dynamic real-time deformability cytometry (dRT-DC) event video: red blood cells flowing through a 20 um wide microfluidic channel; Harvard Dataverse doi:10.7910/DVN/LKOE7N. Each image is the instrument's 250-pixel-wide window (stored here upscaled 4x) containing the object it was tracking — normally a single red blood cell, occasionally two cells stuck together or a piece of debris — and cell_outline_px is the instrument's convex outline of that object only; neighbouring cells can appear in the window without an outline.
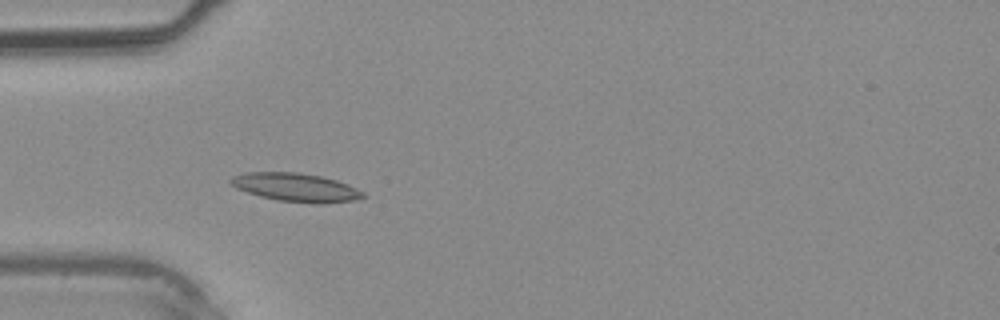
{"species": "common noctule bat (a hibernating species)", "species_latin": "Nyctalus noctula", "temperature_condition": "warm", "stored_images_in_passage": 8, "camera_frame_rate_fps": 3000, "um_per_image_px": 0.085, "animal": {"sex": "male", "body_mass_g": 20.4}, "frame": {"image": 1, "passage_image": 3, "time_ms": 0.667, "image_size_px": [1000, 320], "cell_outline_px": [[368, 196], [352, 200], [320, 204], [316, 204], [280, 200], [260, 196], [236, 188], [228, 180], [232, 176], [244, 172], [296, 172], [320, 176], [336, 180], [348, 184], [364, 192]], "centroid_in_image_um": [25.15, 15.92], "position_along_channel_um": 59.8, "area_um2": 21.85}}
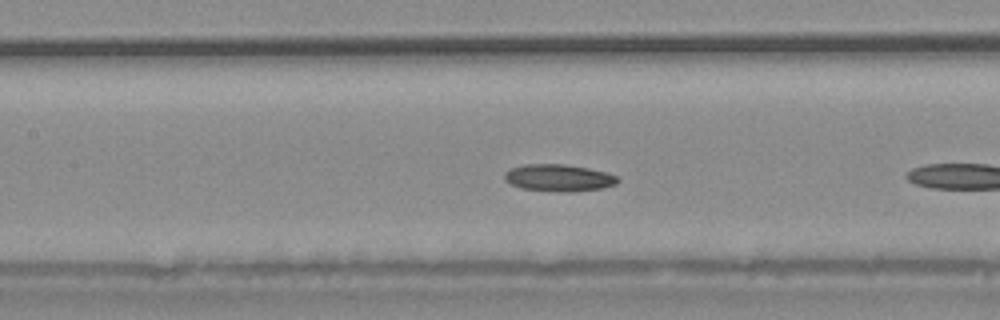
{"frame": {"image": 2, "passage_image": 7, "time_ms": 2.0, "image_size_px": [1000, 320], "cell_outline_px": [[620, 180], [616, 184], [600, 188], [572, 192], [560, 192], [520, 188], [504, 180], [504, 172], [508, 168], [524, 164], [564, 164], [588, 168], [608, 172], [616, 176]], "centroid_in_image_um": [47.46, 15.11], "position_along_channel_um": 159.9, "area_um2": 17.98}}